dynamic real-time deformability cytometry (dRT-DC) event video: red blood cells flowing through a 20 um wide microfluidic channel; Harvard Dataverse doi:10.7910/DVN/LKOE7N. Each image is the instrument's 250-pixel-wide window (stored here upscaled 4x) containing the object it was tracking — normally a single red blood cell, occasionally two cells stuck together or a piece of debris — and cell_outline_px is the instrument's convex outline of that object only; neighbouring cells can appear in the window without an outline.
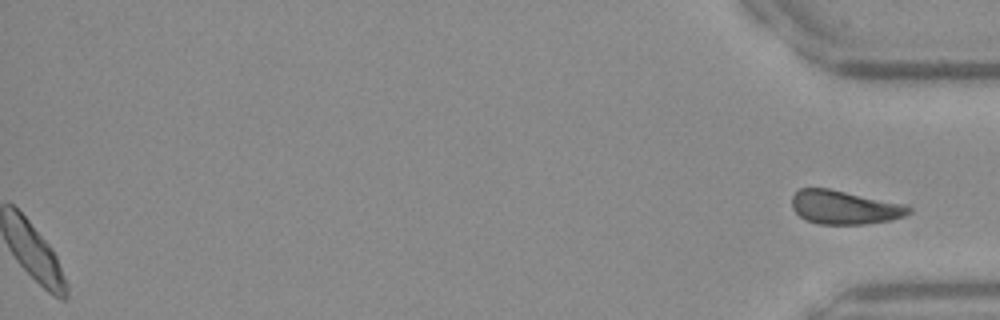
{"species": "Egyptian fruit bat (a non-hibernating species)", "species_latin": "Rousettus aegyptiacus", "temperature_condition": "warm", "stored_images_in_passage": 40, "segment_of_instrument_passage": [2, 2], "camera_frame_rate_fps": 3000, "um_per_image_px": 0.085, "frame": {"image": 1, "passage_image": 40, "time_ms": 13.0, "image_size_px": [1000, 320], "cell_outline_px": [[912, 212], [904, 216], [888, 220], [864, 224], [816, 224], [804, 220], [792, 208], [792, 196], [800, 188], [828, 188], [904, 204], [912, 208]], "centroid_in_image_um": [71.75, 17.63], "position_along_channel_um": 363.4, "area_um2": 22.89}}